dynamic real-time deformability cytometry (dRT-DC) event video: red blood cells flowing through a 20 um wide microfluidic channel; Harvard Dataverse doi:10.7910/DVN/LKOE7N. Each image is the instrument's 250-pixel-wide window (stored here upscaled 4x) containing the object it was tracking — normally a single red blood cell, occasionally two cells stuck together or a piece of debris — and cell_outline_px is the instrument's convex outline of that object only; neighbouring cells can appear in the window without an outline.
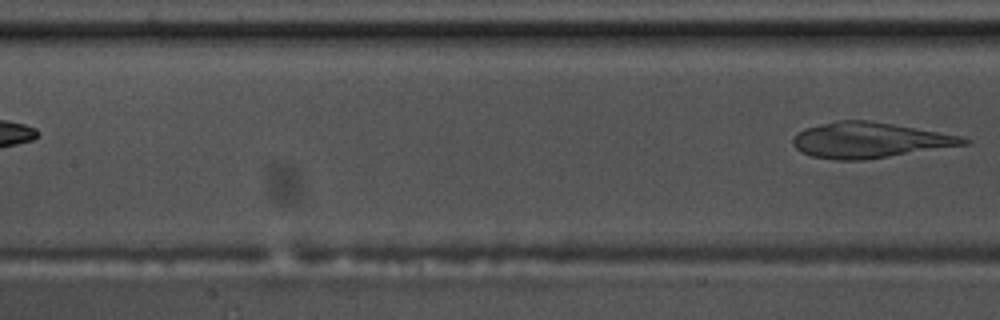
{"species": "common noctule bat (a hibernating species)", "species_latin": "Nyctalus noctula", "temperature_condition": "warm", "stored_images_in_passage": 5, "segment_of_instrument_passage": [2, 2], "camera_frame_rate_fps": 3000, "um_per_image_px": 0.085, "animal": {"sex": "male", "body_mass_g": 17.5, "forearm_length_mm": 52.3}, "frame": {"image": 1, "passage_image": 5, "time_ms": 1.333, "image_size_px": [1000, 320], "cell_outline_px": [[972, 144], [864, 160], [836, 160], [812, 156], [800, 152], [792, 144], [792, 140], [804, 128], [840, 120], [872, 120], [960, 136], [972, 140]], "centroid_in_image_um": [73.95, 11.92], "position_along_channel_um": 133.4, "area_um2": 35.32}}